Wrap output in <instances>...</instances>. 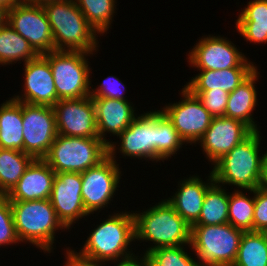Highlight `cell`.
I'll return each mask as SVG.
<instances>
[{
  "mask_svg": "<svg viewBox=\"0 0 267 266\" xmlns=\"http://www.w3.org/2000/svg\"><path fill=\"white\" fill-rule=\"evenodd\" d=\"M117 212L94 227L79 252L70 250L83 260L101 264L123 263L139 257L132 252L133 248H129L133 241L136 242L133 212Z\"/></svg>",
  "mask_w": 267,
  "mask_h": 266,
  "instance_id": "obj_1",
  "label": "cell"
},
{
  "mask_svg": "<svg viewBox=\"0 0 267 266\" xmlns=\"http://www.w3.org/2000/svg\"><path fill=\"white\" fill-rule=\"evenodd\" d=\"M133 215L135 240L154 244L146 248L145 253L140 256L143 257L158 247L188 245L190 248L191 226L178 215L166 199L142 212L133 211Z\"/></svg>",
  "mask_w": 267,
  "mask_h": 266,
  "instance_id": "obj_2",
  "label": "cell"
},
{
  "mask_svg": "<svg viewBox=\"0 0 267 266\" xmlns=\"http://www.w3.org/2000/svg\"><path fill=\"white\" fill-rule=\"evenodd\" d=\"M42 7L51 25L54 50L83 51L92 55L97 52L98 33L74 0L49 2Z\"/></svg>",
  "mask_w": 267,
  "mask_h": 266,
  "instance_id": "obj_3",
  "label": "cell"
},
{
  "mask_svg": "<svg viewBox=\"0 0 267 266\" xmlns=\"http://www.w3.org/2000/svg\"><path fill=\"white\" fill-rule=\"evenodd\" d=\"M260 134V131H253L214 164L215 183L223 187L233 185L245 192L259 188L263 160Z\"/></svg>",
  "mask_w": 267,
  "mask_h": 266,
  "instance_id": "obj_4",
  "label": "cell"
},
{
  "mask_svg": "<svg viewBox=\"0 0 267 266\" xmlns=\"http://www.w3.org/2000/svg\"><path fill=\"white\" fill-rule=\"evenodd\" d=\"M10 204L20 243L29 242L45 253L53 252L56 232L68 229L57 218L50 199L10 201Z\"/></svg>",
  "mask_w": 267,
  "mask_h": 266,
  "instance_id": "obj_5",
  "label": "cell"
},
{
  "mask_svg": "<svg viewBox=\"0 0 267 266\" xmlns=\"http://www.w3.org/2000/svg\"><path fill=\"white\" fill-rule=\"evenodd\" d=\"M243 230L230 223L192 225L191 250L201 266H232L236 260Z\"/></svg>",
  "mask_w": 267,
  "mask_h": 266,
  "instance_id": "obj_6",
  "label": "cell"
},
{
  "mask_svg": "<svg viewBox=\"0 0 267 266\" xmlns=\"http://www.w3.org/2000/svg\"><path fill=\"white\" fill-rule=\"evenodd\" d=\"M108 156V145L100 138L59 135L44 158L55 173L79 172L96 166Z\"/></svg>",
  "mask_w": 267,
  "mask_h": 266,
  "instance_id": "obj_7",
  "label": "cell"
},
{
  "mask_svg": "<svg viewBox=\"0 0 267 266\" xmlns=\"http://www.w3.org/2000/svg\"><path fill=\"white\" fill-rule=\"evenodd\" d=\"M91 54L83 51L53 50L43 55L51 66L57 102L90 96L92 68L87 57Z\"/></svg>",
  "mask_w": 267,
  "mask_h": 266,
  "instance_id": "obj_8",
  "label": "cell"
},
{
  "mask_svg": "<svg viewBox=\"0 0 267 266\" xmlns=\"http://www.w3.org/2000/svg\"><path fill=\"white\" fill-rule=\"evenodd\" d=\"M23 152L34 159H44L58 136L52 106L22 102Z\"/></svg>",
  "mask_w": 267,
  "mask_h": 266,
  "instance_id": "obj_9",
  "label": "cell"
},
{
  "mask_svg": "<svg viewBox=\"0 0 267 266\" xmlns=\"http://www.w3.org/2000/svg\"><path fill=\"white\" fill-rule=\"evenodd\" d=\"M198 41L187 57L191 67L213 71L235 67H257L233 42L227 40V37L205 35Z\"/></svg>",
  "mask_w": 267,
  "mask_h": 266,
  "instance_id": "obj_10",
  "label": "cell"
},
{
  "mask_svg": "<svg viewBox=\"0 0 267 266\" xmlns=\"http://www.w3.org/2000/svg\"><path fill=\"white\" fill-rule=\"evenodd\" d=\"M178 102L168 103L161 111L172 122L186 144H197L210 126L213 116L205 109L197 96L183 87Z\"/></svg>",
  "mask_w": 267,
  "mask_h": 266,
  "instance_id": "obj_11",
  "label": "cell"
},
{
  "mask_svg": "<svg viewBox=\"0 0 267 266\" xmlns=\"http://www.w3.org/2000/svg\"><path fill=\"white\" fill-rule=\"evenodd\" d=\"M122 171L119 164L109 155L94 167L81 173L84 207L88 214L101 211L108 207L114 198L117 187L120 184Z\"/></svg>",
  "mask_w": 267,
  "mask_h": 266,
  "instance_id": "obj_12",
  "label": "cell"
},
{
  "mask_svg": "<svg viewBox=\"0 0 267 266\" xmlns=\"http://www.w3.org/2000/svg\"><path fill=\"white\" fill-rule=\"evenodd\" d=\"M7 24L25 38L38 55L54 50L51 25L41 5L16 4L8 10Z\"/></svg>",
  "mask_w": 267,
  "mask_h": 266,
  "instance_id": "obj_13",
  "label": "cell"
},
{
  "mask_svg": "<svg viewBox=\"0 0 267 266\" xmlns=\"http://www.w3.org/2000/svg\"><path fill=\"white\" fill-rule=\"evenodd\" d=\"M120 143L108 145L109 157L116 161L119 150L123 158L131 157L156 162V131L154 130V110L137 115L132 123L117 136ZM117 146V147H116ZM127 156V157H126Z\"/></svg>",
  "mask_w": 267,
  "mask_h": 266,
  "instance_id": "obj_14",
  "label": "cell"
},
{
  "mask_svg": "<svg viewBox=\"0 0 267 266\" xmlns=\"http://www.w3.org/2000/svg\"><path fill=\"white\" fill-rule=\"evenodd\" d=\"M59 135L99 138L92 97L62 99L53 106Z\"/></svg>",
  "mask_w": 267,
  "mask_h": 266,
  "instance_id": "obj_15",
  "label": "cell"
},
{
  "mask_svg": "<svg viewBox=\"0 0 267 266\" xmlns=\"http://www.w3.org/2000/svg\"><path fill=\"white\" fill-rule=\"evenodd\" d=\"M81 192V173H56L50 201L55 209L57 218L68 230L75 225L74 223L79 221V218L82 219L85 216H89L84 207Z\"/></svg>",
  "mask_w": 267,
  "mask_h": 266,
  "instance_id": "obj_16",
  "label": "cell"
},
{
  "mask_svg": "<svg viewBox=\"0 0 267 266\" xmlns=\"http://www.w3.org/2000/svg\"><path fill=\"white\" fill-rule=\"evenodd\" d=\"M253 131L243 122L226 116L213 117L210 126L198 141L203 154L214 165Z\"/></svg>",
  "mask_w": 267,
  "mask_h": 266,
  "instance_id": "obj_17",
  "label": "cell"
},
{
  "mask_svg": "<svg viewBox=\"0 0 267 266\" xmlns=\"http://www.w3.org/2000/svg\"><path fill=\"white\" fill-rule=\"evenodd\" d=\"M24 94L12 96L13 100L31 105L54 106L57 93L49 61L38 55L24 63Z\"/></svg>",
  "mask_w": 267,
  "mask_h": 266,
  "instance_id": "obj_18",
  "label": "cell"
},
{
  "mask_svg": "<svg viewBox=\"0 0 267 266\" xmlns=\"http://www.w3.org/2000/svg\"><path fill=\"white\" fill-rule=\"evenodd\" d=\"M56 173L44 159H34L8 193L9 201L50 199Z\"/></svg>",
  "mask_w": 267,
  "mask_h": 266,
  "instance_id": "obj_19",
  "label": "cell"
},
{
  "mask_svg": "<svg viewBox=\"0 0 267 266\" xmlns=\"http://www.w3.org/2000/svg\"><path fill=\"white\" fill-rule=\"evenodd\" d=\"M215 183L213 173L206 181L198 175H190L189 178L178 182L177 191L166 200L190 226L198 219L202 210V204L206 191Z\"/></svg>",
  "mask_w": 267,
  "mask_h": 266,
  "instance_id": "obj_20",
  "label": "cell"
},
{
  "mask_svg": "<svg viewBox=\"0 0 267 266\" xmlns=\"http://www.w3.org/2000/svg\"><path fill=\"white\" fill-rule=\"evenodd\" d=\"M92 100L95 105L99 138L109 145L112 141L105 139L107 133L113 136L121 134L137 116L136 109L129 101L111 98H92Z\"/></svg>",
  "mask_w": 267,
  "mask_h": 266,
  "instance_id": "obj_21",
  "label": "cell"
},
{
  "mask_svg": "<svg viewBox=\"0 0 267 266\" xmlns=\"http://www.w3.org/2000/svg\"><path fill=\"white\" fill-rule=\"evenodd\" d=\"M260 73L258 67L228 96L225 116L245 123L252 131H260L254 121L253 110L258 105L256 81Z\"/></svg>",
  "mask_w": 267,
  "mask_h": 266,
  "instance_id": "obj_22",
  "label": "cell"
},
{
  "mask_svg": "<svg viewBox=\"0 0 267 266\" xmlns=\"http://www.w3.org/2000/svg\"><path fill=\"white\" fill-rule=\"evenodd\" d=\"M257 67H235L225 70H199L195 77L184 85L189 91L224 90L234 91Z\"/></svg>",
  "mask_w": 267,
  "mask_h": 266,
  "instance_id": "obj_23",
  "label": "cell"
},
{
  "mask_svg": "<svg viewBox=\"0 0 267 266\" xmlns=\"http://www.w3.org/2000/svg\"><path fill=\"white\" fill-rule=\"evenodd\" d=\"M235 28L246 41L267 43V0H251L241 9Z\"/></svg>",
  "mask_w": 267,
  "mask_h": 266,
  "instance_id": "obj_24",
  "label": "cell"
},
{
  "mask_svg": "<svg viewBox=\"0 0 267 266\" xmlns=\"http://www.w3.org/2000/svg\"><path fill=\"white\" fill-rule=\"evenodd\" d=\"M8 99L0 105V148L23 151L22 102Z\"/></svg>",
  "mask_w": 267,
  "mask_h": 266,
  "instance_id": "obj_25",
  "label": "cell"
},
{
  "mask_svg": "<svg viewBox=\"0 0 267 266\" xmlns=\"http://www.w3.org/2000/svg\"><path fill=\"white\" fill-rule=\"evenodd\" d=\"M38 56L29 42L8 24L0 27V65L23 63Z\"/></svg>",
  "mask_w": 267,
  "mask_h": 266,
  "instance_id": "obj_26",
  "label": "cell"
},
{
  "mask_svg": "<svg viewBox=\"0 0 267 266\" xmlns=\"http://www.w3.org/2000/svg\"><path fill=\"white\" fill-rule=\"evenodd\" d=\"M229 192L214 183L207 191L199 219L193 225H221L228 223Z\"/></svg>",
  "mask_w": 267,
  "mask_h": 266,
  "instance_id": "obj_27",
  "label": "cell"
},
{
  "mask_svg": "<svg viewBox=\"0 0 267 266\" xmlns=\"http://www.w3.org/2000/svg\"><path fill=\"white\" fill-rule=\"evenodd\" d=\"M154 130L156 131V163L175 157L185 142L172 122L158 109L154 110Z\"/></svg>",
  "mask_w": 267,
  "mask_h": 266,
  "instance_id": "obj_28",
  "label": "cell"
},
{
  "mask_svg": "<svg viewBox=\"0 0 267 266\" xmlns=\"http://www.w3.org/2000/svg\"><path fill=\"white\" fill-rule=\"evenodd\" d=\"M232 266H267V242L262 232L244 231Z\"/></svg>",
  "mask_w": 267,
  "mask_h": 266,
  "instance_id": "obj_29",
  "label": "cell"
},
{
  "mask_svg": "<svg viewBox=\"0 0 267 266\" xmlns=\"http://www.w3.org/2000/svg\"><path fill=\"white\" fill-rule=\"evenodd\" d=\"M34 158L23 151L0 148V181L9 193Z\"/></svg>",
  "mask_w": 267,
  "mask_h": 266,
  "instance_id": "obj_30",
  "label": "cell"
},
{
  "mask_svg": "<svg viewBox=\"0 0 267 266\" xmlns=\"http://www.w3.org/2000/svg\"><path fill=\"white\" fill-rule=\"evenodd\" d=\"M99 35L107 33L116 13L117 0H74Z\"/></svg>",
  "mask_w": 267,
  "mask_h": 266,
  "instance_id": "obj_31",
  "label": "cell"
},
{
  "mask_svg": "<svg viewBox=\"0 0 267 266\" xmlns=\"http://www.w3.org/2000/svg\"><path fill=\"white\" fill-rule=\"evenodd\" d=\"M253 197L242 190L234 189L229 192L228 223L243 231H253V217L255 208V189L248 190Z\"/></svg>",
  "mask_w": 267,
  "mask_h": 266,
  "instance_id": "obj_32",
  "label": "cell"
},
{
  "mask_svg": "<svg viewBox=\"0 0 267 266\" xmlns=\"http://www.w3.org/2000/svg\"><path fill=\"white\" fill-rule=\"evenodd\" d=\"M182 246L158 247L148 253L143 258L148 266H201L199 261L191 257ZM197 260V261H196Z\"/></svg>",
  "mask_w": 267,
  "mask_h": 266,
  "instance_id": "obj_33",
  "label": "cell"
},
{
  "mask_svg": "<svg viewBox=\"0 0 267 266\" xmlns=\"http://www.w3.org/2000/svg\"><path fill=\"white\" fill-rule=\"evenodd\" d=\"M213 117L225 116L229 93L224 90L190 91Z\"/></svg>",
  "mask_w": 267,
  "mask_h": 266,
  "instance_id": "obj_34",
  "label": "cell"
},
{
  "mask_svg": "<svg viewBox=\"0 0 267 266\" xmlns=\"http://www.w3.org/2000/svg\"><path fill=\"white\" fill-rule=\"evenodd\" d=\"M15 231L12 208L8 199L0 201V248L1 246L19 244Z\"/></svg>",
  "mask_w": 267,
  "mask_h": 266,
  "instance_id": "obj_35",
  "label": "cell"
},
{
  "mask_svg": "<svg viewBox=\"0 0 267 266\" xmlns=\"http://www.w3.org/2000/svg\"><path fill=\"white\" fill-rule=\"evenodd\" d=\"M96 87L98 88H93V85L91 86L90 96L92 98H111L129 101L126 99V96H124V93H126L124 83L115 76H108Z\"/></svg>",
  "mask_w": 267,
  "mask_h": 266,
  "instance_id": "obj_36",
  "label": "cell"
},
{
  "mask_svg": "<svg viewBox=\"0 0 267 266\" xmlns=\"http://www.w3.org/2000/svg\"><path fill=\"white\" fill-rule=\"evenodd\" d=\"M267 228V191L255 189V208L253 217V231L262 232Z\"/></svg>",
  "mask_w": 267,
  "mask_h": 266,
  "instance_id": "obj_37",
  "label": "cell"
},
{
  "mask_svg": "<svg viewBox=\"0 0 267 266\" xmlns=\"http://www.w3.org/2000/svg\"><path fill=\"white\" fill-rule=\"evenodd\" d=\"M66 255H64L66 257V260L64 262L63 266H104L107 264H101V263H96V262H90V261H86L83 260L79 257H77L70 249L69 247L66 248Z\"/></svg>",
  "mask_w": 267,
  "mask_h": 266,
  "instance_id": "obj_38",
  "label": "cell"
},
{
  "mask_svg": "<svg viewBox=\"0 0 267 266\" xmlns=\"http://www.w3.org/2000/svg\"><path fill=\"white\" fill-rule=\"evenodd\" d=\"M263 154L259 188L267 191V151Z\"/></svg>",
  "mask_w": 267,
  "mask_h": 266,
  "instance_id": "obj_39",
  "label": "cell"
},
{
  "mask_svg": "<svg viewBox=\"0 0 267 266\" xmlns=\"http://www.w3.org/2000/svg\"><path fill=\"white\" fill-rule=\"evenodd\" d=\"M114 266H148V264L143 257L139 256L127 262L114 264Z\"/></svg>",
  "mask_w": 267,
  "mask_h": 266,
  "instance_id": "obj_40",
  "label": "cell"
},
{
  "mask_svg": "<svg viewBox=\"0 0 267 266\" xmlns=\"http://www.w3.org/2000/svg\"><path fill=\"white\" fill-rule=\"evenodd\" d=\"M8 10L0 5V27L7 24Z\"/></svg>",
  "mask_w": 267,
  "mask_h": 266,
  "instance_id": "obj_41",
  "label": "cell"
},
{
  "mask_svg": "<svg viewBox=\"0 0 267 266\" xmlns=\"http://www.w3.org/2000/svg\"><path fill=\"white\" fill-rule=\"evenodd\" d=\"M21 2H23V0H0V5L9 10L13 6Z\"/></svg>",
  "mask_w": 267,
  "mask_h": 266,
  "instance_id": "obj_42",
  "label": "cell"
},
{
  "mask_svg": "<svg viewBox=\"0 0 267 266\" xmlns=\"http://www.w3.org/2000/svg\"><path fill=\"white\" fill-rule=\"evenodd\" d=\"M66 1V0H23L24 3L33 5H44L49 2Z\"/></svg>",
  "mask_w": 267,
  "mask_h": 266,
  "instance_id": "obj_43",
  "label": "cell"
},
{
  "mask_svg": "<svg viewBox=\"0 0 267 266\" xmlns=\"http://www.w3.org/2000/svg\"><path fill=\"white\" fill-rule=\"evenodd\" d=\"M0 198L1 199H7L8 198V192L4 189L3 185L0 181Z\"/></svg>",
  "mask_w": 267,
  "mask_h": 266,
  "instance_id": "obj_44",
  "label": "cell"
},
{
  "mask_svg": "<svg viewBox=\"0 0 267 266\" xmlns=\"http://www.w3.org/2000/svg\"><path fill=\"white\" fill-rule=\"evenodd\" d=\"M262 233H263V235H264V237L266 239V242H267V228L265 230H263Z\"/></svg>",
  "mask_w": 267,
  "mask_h": 266,
  "instance_id": "obj_45",
  "label": "cell"
}]
</instances>
